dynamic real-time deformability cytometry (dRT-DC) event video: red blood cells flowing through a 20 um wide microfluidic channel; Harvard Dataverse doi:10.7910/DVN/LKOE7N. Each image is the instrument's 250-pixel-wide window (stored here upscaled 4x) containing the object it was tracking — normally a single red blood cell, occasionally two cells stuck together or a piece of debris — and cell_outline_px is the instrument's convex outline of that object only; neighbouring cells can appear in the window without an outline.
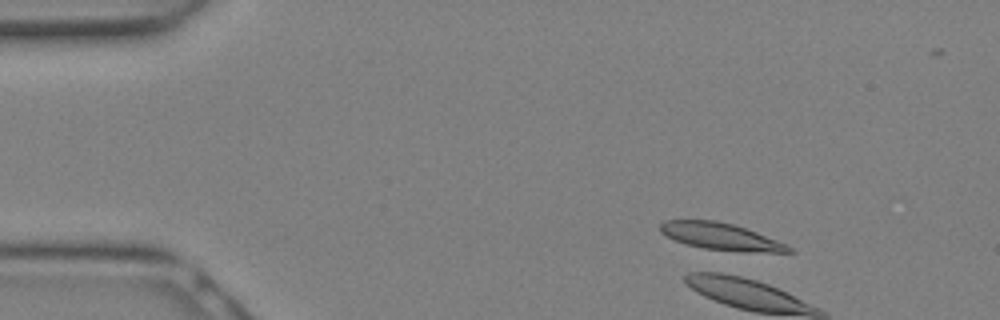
{"species": "Egyptian fruit bat (a non-hibernating species)", "species_latin": "Rousettus aegyptiacus", "temperature_condition": "warm", "stored_images_in_passage": 12, "camera_frame_rate_fps": 3000, "um_per_image_px": 0.085, "animal": {"sex": "female"}, "frame": {"image": 1, "passage_image": 3, "time_ms": 0.667, "image_size_px": [1000, 320], "cell_outline_px": [[796, 252], [740, 252], [704, 248], [684, 244], [660, 232], [660, 224], [664, 220], [716, 220], [732, 224], [756, 232], [776, 240], [792, 248]], "centroid_in_image_um": [61.25, 20.1], "position_along_channel_um": 23.7, "area_um2": 20.0}}